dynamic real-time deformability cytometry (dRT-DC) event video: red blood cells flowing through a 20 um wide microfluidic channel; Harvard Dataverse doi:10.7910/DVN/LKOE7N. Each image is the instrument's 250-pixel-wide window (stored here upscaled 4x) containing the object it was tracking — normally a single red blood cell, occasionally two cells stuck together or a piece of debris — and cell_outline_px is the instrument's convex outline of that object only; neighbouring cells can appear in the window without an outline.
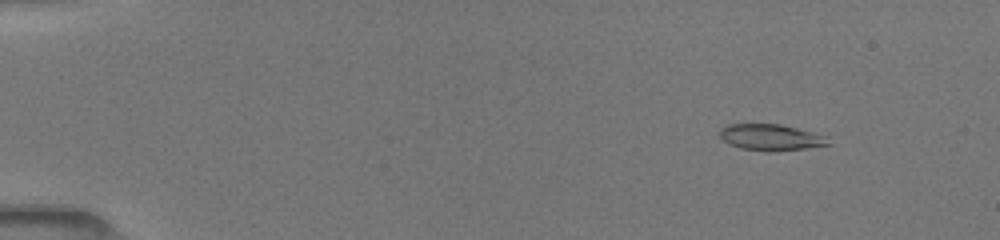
{"species": "common noctule bat (a hibernating species)", "species_latin": "Nyctalus noctula", "temperature_condition": "room temperature", "stored_images_in_passage": 22, "camera_frame_rate_fps": 3000, "um_per_image_px": 0.085, "animal": {"sex": "female", "body_mass_g": 19.5, "forearm_length_mm": 54.1}, "frame": {"image": 1, "passage_image": 7, "time_ms": 1.333, "image_size_px": [1000, 240], "cell_outline_px": [[832, 144], [804, 148], [772, 152], [768, 152], [740, 148], [728, 144], [720, 136], [720, 128], [728, 124], [780, 124], [828, 136]], "centroid_in_image_um": [65.53, 11.68], "position_along_channel_um": 19.5, "area_um2": 16.7}}
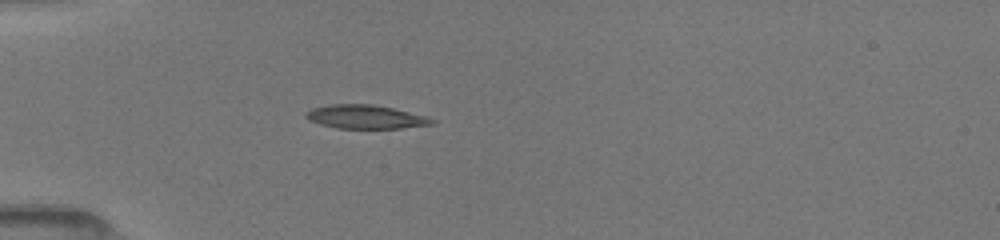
{"frame": {"image": 2, "passage_image": 20, "time_ms": 4.667, "image_size_px": [1000, 240], "cell_outline_px": [[436, 120], [432, 124], [400, 128], [336, 128], [320, 124], [308, 120], [304, 116], [304, 112], [312, 108], [328, 104], [372, 104], [392, 108], [428, 116]], "centroid_in_image_um": [31.03, 9.92], "position_along_channel_um": 54.0, "area_um2": 17.46}}